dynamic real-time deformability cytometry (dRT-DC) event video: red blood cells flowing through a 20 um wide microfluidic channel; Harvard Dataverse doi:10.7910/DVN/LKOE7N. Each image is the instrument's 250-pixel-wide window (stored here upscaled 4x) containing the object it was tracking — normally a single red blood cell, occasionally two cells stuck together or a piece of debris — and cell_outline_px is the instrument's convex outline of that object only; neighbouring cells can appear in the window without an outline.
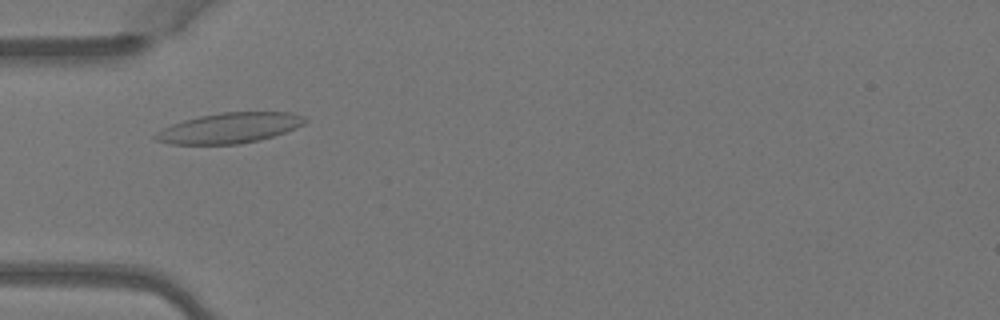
{"species": "Egyptian fruit bat (a non-hibernating species)", "species_latin": "Rousettus aegyptiacus", "temperature_condition": "warm", "stored_images_in_passage": 3, "camera_frame_rate_fps": 3000, "um_per_image_px": 0.085, "animal": {"sex": "female"}, "frame": {"image": 1, "passage_image": 3, "time_ms": 0.667, "image_size_px": [1000, 320], "cell_outline_px": [[308, 120], [304, 124], [296, 128], [260, 140], [240, 144], [172, 144], [156, 140], [152, 136], [156, 132], [172, 124], [184, 120], [200, 116], [220, 112], [292, 112], [304, 116]], "centroid_in_image_um": [19.53, 10.87], "position_along_channel_um": 65.5, "area_um2": 26.41}}